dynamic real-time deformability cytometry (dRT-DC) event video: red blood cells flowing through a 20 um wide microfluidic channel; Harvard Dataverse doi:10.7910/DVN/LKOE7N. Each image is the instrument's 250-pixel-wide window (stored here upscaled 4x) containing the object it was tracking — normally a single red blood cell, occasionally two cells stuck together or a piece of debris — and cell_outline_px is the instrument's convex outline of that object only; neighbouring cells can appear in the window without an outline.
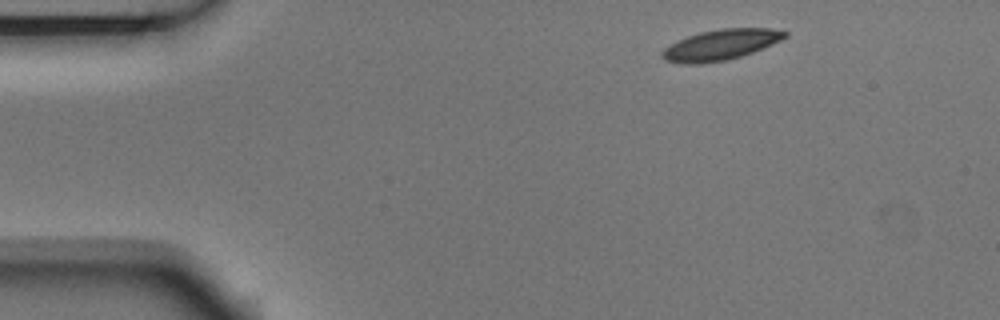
{"species": "Egyptian fruit bat (a non-hibernating species)", "species_latin": "Rousettus aegyptiacus", "temperature_condition": "room temperature", "stored_images_in_passage": 4, "camera_frame_rate_fps": 3000, "um_per_image_px": 0.085, "animal": {"sex": "male"}, "frame": {"image": 1, "passage_image": 1, "time_ms": 0.0, "image_size_px": [1000, 320], "cell_outline_px": [[788, 36], [772, 44], [752, 52], [740, 56], [724, 60], [700, 64], [684, 64], [664, 60], [660, 56], [660, 52], [664, 48], [676, 40], [700, 32], [720, 28], [772, 28], [788, 32]], "centroid_in_image_um": [61.21, 3.8], "position_along_channel_um": 23.8, "area_um2": 21.91}}
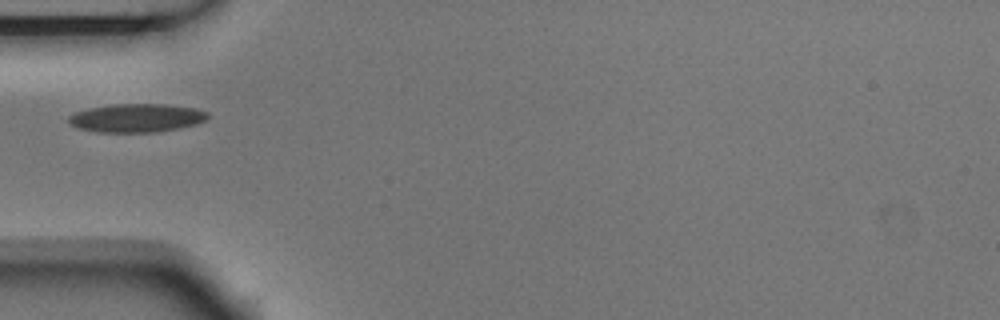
{"frame": {"image": 2, "passage_image": 4, "time_ms": 1.0, "image_size_px": [1000, 320], "cell_outline_px": [[208, 120], [196, 124], [180, 128], [156, 132], [96, 132], [80, 128], [72, 124], [68, 120], [68, 116], [76, 112], [88, 108], [112, 104], [168, 104], [196, 108], [208, 112]], "centroid_in_image_um": [11.66, 10.02], "position_along_channel_um": 73.3, "area_um2": 23.18}}